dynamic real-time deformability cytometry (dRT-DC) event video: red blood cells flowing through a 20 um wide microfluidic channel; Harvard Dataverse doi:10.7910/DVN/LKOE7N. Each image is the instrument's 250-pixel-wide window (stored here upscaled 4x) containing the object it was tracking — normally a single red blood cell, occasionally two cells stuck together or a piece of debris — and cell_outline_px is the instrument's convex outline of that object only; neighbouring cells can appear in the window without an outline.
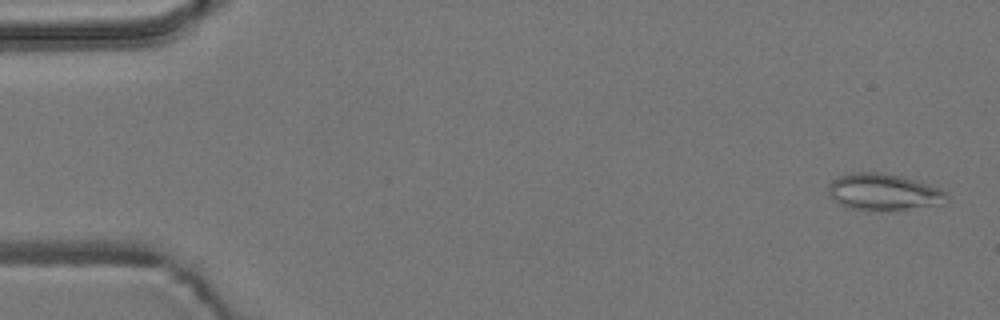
{"species": "common noctule bat (a hibernating species)", "species_latin": "Nyctalus noctula", "temperature_condition": "room temperature", "stored_images_in_passage": 55, "camera_frame_rate_fps": 3000, "um_per_image_px": 0.085, "animal": {"sex": "male", "body_mass_g": 19.2, "forearm_length_mm": 51.8}, "frame": {"image": 1, "passage_image": 2, "time_ms": 0.333, "image_size_px": [1000, 320], "cell_outline_px": [[948, 200], [936, 204], [872, 212], [868, 212], [848, 208], [832, 200], [828, 196], [828, 184], [832, 180], [840, 176], [856, 172], [880, 172], [900, 176], [916, 180], [940, 188], [944, 192]], "centroid_in_image_um": [75.0, 16.32], "position_along_channel_um": 10.0, "area_um2": 25.2}}
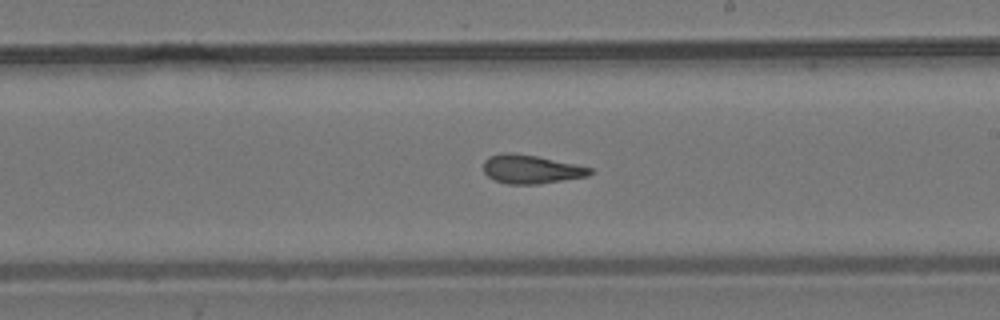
{"frame": {"image": 2, "passage_image": 32, "time_ms": 10.333, "image_size_px": [1000, 320], "cell_outline_px": [[592, 172], [588, 176], [536, 184], [508, 184], [496, 180], [488, 176], [484, 172], [484, 160], [488, 156], [500, 152], [512, 152], [536, 156], [576, 164], [592, 168]], "centroid_in_image_um": [45.11, 14.37], "position_along_channel_um": 243.9, "area_um2": 17.74}}
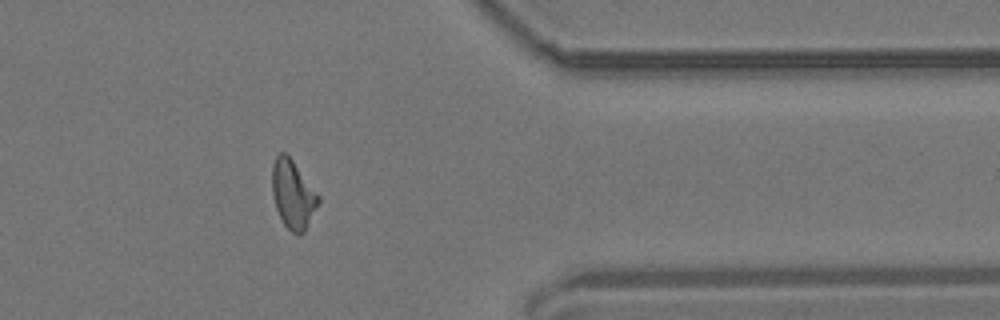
{"frame": {"image": 3, "passage_image": 45, "time_ms": 14.667, "image_size_px": [1000, 320], "cell_outline_px": [[320, 200], [304, 232], [300, 236], [292, 232], [284, 224], [276, 208], [272, 196], [272, 164], [276, 156], [280, 152], [284, 152], [292, 160], [320, 196]], "centroid_in_image_um": [24.88, 16.52], "position_along_channel_um": 386.5, "area_um2": 18.26}, "authors_computed_cell_mechanics": {"area_um2": 18.2648, "velocity_mm_per_s": 3.6893, "shape_relaxation_time_tau1_ms": null, "shape_relaxation_time_tau2_ms": 2.1552, "deformation_change_tau1": null, "deformation_change_tau2": 0.1024}}